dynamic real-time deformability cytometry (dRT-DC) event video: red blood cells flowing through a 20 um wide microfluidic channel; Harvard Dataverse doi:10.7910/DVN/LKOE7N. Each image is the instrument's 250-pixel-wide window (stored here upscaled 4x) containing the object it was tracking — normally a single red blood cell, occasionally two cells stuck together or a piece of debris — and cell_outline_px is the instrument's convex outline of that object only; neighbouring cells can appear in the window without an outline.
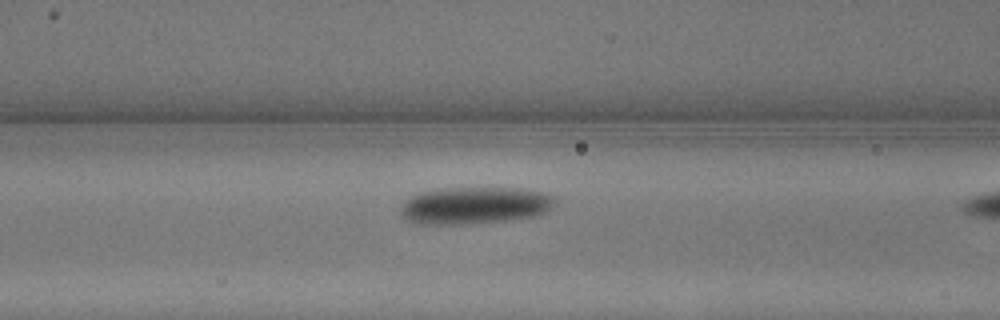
{"species": "common noctule bat (a hibernating species)", "species_latin": "Nyctalus noctula", "temperature_condition": "warm", "stored_images_in_passage": 4, "camera_frame_rate_fps": 3000, "um_per_image_px": 0.085, "animal": {"sex": "male", "body_mass_g": 13.3}, "frame": {"image": 1, "passage_image": 3, "time_ms": 0.667, "image_size_px": [1000, 320], "cell_outline_px": [[556, 200], [544, 212], [532, 216], [504, 220], [472, 224], [412, 224], [404, 220], [400, 216], [400, 204], [412, 196], [420, 192], [440, 188], [532, 188], [548, 192]], "centroid_in_image_um": [40.28, 17.45], "position_along_channel_um": 126.3, "area_um2": 33.81}}